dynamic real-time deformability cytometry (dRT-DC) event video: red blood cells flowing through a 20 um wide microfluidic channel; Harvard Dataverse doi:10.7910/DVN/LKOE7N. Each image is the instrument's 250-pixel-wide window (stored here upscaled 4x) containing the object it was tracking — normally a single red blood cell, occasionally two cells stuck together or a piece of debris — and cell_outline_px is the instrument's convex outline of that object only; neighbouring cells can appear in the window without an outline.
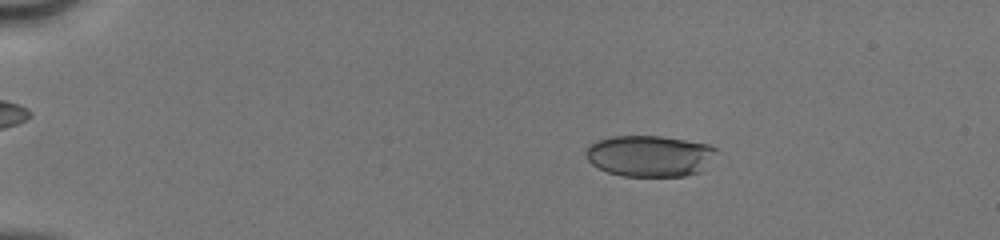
{"species": "human", "species_latin": "Homo sapiens", "temperature_condition": "cold", "stored_images_in_passage": 51, "camera_frame_rate_fps": 3000, "um_per_image_px": 0.085, "donor": {"sex": "male"}, "frame": {"image": 1, "passage_image": 10, "time_ms": 3.0, "image_size_px": [1000, 240], "cell_outline_px": [[724, 152], [700, 172], [684, 176], [620, 176], [608, 172], [592, 164], [588, 160], [584, 152], [588, 144], [596, 140], [612, 136], [660, 136], [708, 144]], "centroid_in_image_um": [55.28, 13.25], "position_along_channel_um": 29.7, "area_um2": 32.02}}
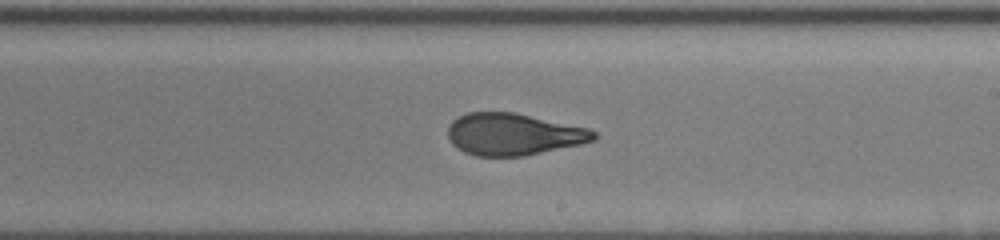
{"frame": {"image": 2, "passage_image": 32, "time_ms": 10.333, "image_size_px": [1000, 240], "cell_outline_px": [[596, 140], [580, 144], [524, 156], [476, 156], [464, 152], [456, 148], [452, 144], [448, 136], [448, 124], [452, 120], [468, 112], [516, 112], [588, 128], [596, 132]], "centroid_in_image_um": [43.62, 11.41], "position_along_channel_um": 245.4, "area_um2": 35.78}}
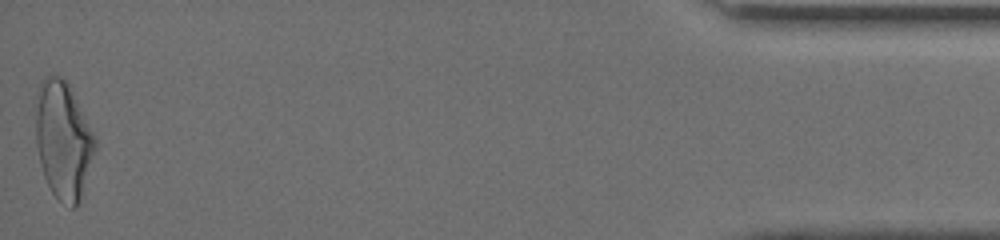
{"frame": {"image": 3, "passage_image": 51, "time_ms": 16.667, "image_size_px": [1000, 240], "cell_outline_px": [[96, 148], [84, 196], [72, 208], [60, 200], [52, 192], [44, 176], [40, 164], [36, 144], [36, 112], [40, 84], [44, 76], [60, 76], [68, 84], [96, 136]], "centroid_in_image_um": [5.41, 11.96], "position_along_channel_um": 429.8, "area_um2": 40.63}, "authors_computed_cell_mechanics": {"area_um2": 35.7782, "velocity_mm_per_s": 4.1578, "shape_relaxation_time_tau1_ms": 4.8204, "shape_relaxation_time_tau2_ms": 0.9535, "deformation_change_tau1": 0.182, "deformation_change_tau2": 0.0657}}